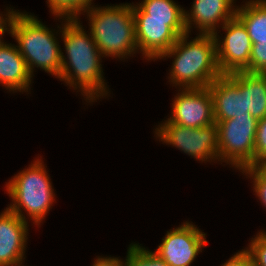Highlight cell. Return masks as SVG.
<instances>
[{
  "label": "cell",
  "instance_id": "obj_1",
  "mask_svg": "<svg viewBox=\"0 0 266 266\" xmlns=\"http://www.w3.org/2000/svg\"><path fill=\"white\" fill-rule=\"evenodd\" d=\"M62 20L65 21L60 25L61 37L67 56L61 52L62 67L59 79L69 85V88L78 89L88 103L95 102L109 93L101 65L103 56L91 33L86 34L80 18L64 17Z\"/></svg>",
  "mask_w": 266,
  "mask_h": 266
},
{
  "label": "cell",
  "instance_id": "obj_2",
  "mask_svg": "<svg viewBox=\"0 0 266 266\" xmlns=\"http://www.w3.org/2000/svg\"><path fill=\"white\" fill-rule=\"evenodd\" d=\"M189 35L179 36L159 59L174 58L168 76L173 86L206 88L222 75L217 64L215 39L213 34H198L189 40Z\"/></svg>",
  "mask_w": 266,
  "mask_h": 266
},
{
  "label": "cell",
  "instance_id": "obj_3",
  "mask_svg": "<svg viewBox=\"0 0 266 266\" xmlns=\"http://www.w3.org/2000/svg\"><path fill=\"white\" fill-rule=\"evenodd\" d=\"M95 6L87 8L82 14H87L88 30L101 55L122 60L138 53L132 4Z\"/></svg>",
  "mask_w": 266,
  "mask_h": 266
},
{
  "label": "cell",
  "instance_id": "obj_4",
  "mask_svg": "<svg viewBox=\"0 0 266 266\" xmlns=\"http://www.w3.org/2000/svg\"><path fill=\"white\" fill-rule=\"evenodd\" d=\"M58 28L60 30L55 33V29L50 30L37 16L26 12L17 11L12 19L10 34L16 40L19 52L32 76L34 67H37L59 78L62 49L55 35L61 33V27Z\"/></svg>",
  "mask_w": 266,
  "mask_h": 266
},
{
  "label": "cell",
  "instance_id": "obj_5",
  "mask_svg": "<svg viewBox=\"0 0 266 266\" xmlns=\"http://www.w3.org/2000/svg\"><path fill=\"white\" fill-rule=\"evenodd\" d=\"M42 158L38 157L31 165L14 175L6 182V191L12 202L7 207L21 219L30 217L37 226L43 222L55 201L54 188ZM27 219V220H26Z\"/></svg>",
  "mask_w": 266,
  "mask_h": 266
},
{
  "label": "cell",
  "instance_id": "obj_6",
  "mask_svg": "<svg viewBox=\"0 0 266 266\" xmlns=\"http://www.w3.org/2000/svg\"><path fill=\"white\" fill-rule=\"evenodd\" d=\"M215 122L218 126L219 161L230 163L240 172L255 166L258 120L253 116H238Z\"/></svg>",
  "mask_w": 266,
  "mask_h": 266
},
{
  "label": "cell",
  "instance_id": "obj_7",
  "mask_svg": "<svg viewBox=\"0 0 266 266\" xmlns=\"http://www.w3.org/2000/svg\"><path fill=\"white\" fill-rule=\"evenodd\" d=\"M154 132L156 138L163 144L172 145L202 163L219 161L216 122L205 127L190 128L171 123L167 119Z\"/></svg>",
  "mask_w": 266,
  "mask_h": 266
},
{
  "label": "cell",
  "instance_id": "obj_8",
  "mask_svg": "<svg viewBox=\"0 0 266 266\" xmlns=\"http://www.w3.org/2000/svg\"><path fill=\"white\" fill-rule=\"evenodd\" d=\"M220 27L225 30L224 38H220L217 32L213 34L220 72L222 74L249 72L252 41L245 25L235 15Z\"/></svg>",
  "mask_w": 266,
  "mask_h": 266
},
{
  "label": "cell",
  "instance_id": "obj_9",
  "mask_svg": "<svg viewBox=\"0 0 266 266\" xmlns=\"http://www.w3.org/2000/svg\"><path fill=\"white\" fill-rule=\"evenodd\" d=\"M206 233L191 222L167 231L162 243L154 251L168 266H191L206 246Z\"/></svg>",
  "mask_w": 266,
  "mask_h": 266
},
{
  "label": "cell",
  "instance_id": "obj_10",
  "mask_svg": "<svg viewBox=\"0 0 266 266\" xmlns=\"http://www.w3.org/2000/svg\"><path fill=\"white\" fill-rule=\"evenodd\" d=\"M173 99L171 116L167 118L171 123L199 128L209 126L214 121L213 99L208 87L179 88Z\"/></svg>",
  "mask_w": 266,
  "mask_h": 266
},
{
  "label": "cell",
  "instance_id": "obj_11",
  "mask_svg": "<svg viewBox=\"0 0 266 266\" xmlns=\"http://www.w3.org/2000/svg\"><path fill=\"white\" fill-rule=\"evenodd\" d=\"M213 99L214 121L252 116L246 111L244 80L236 73L222 74L209 86Z\"/></svg>",
  "mask_w": 266,
  "mask_h": 266
},
{
  "label": "cell",
  "instance_id": "obj_12",
  "mask_svg": "<svg viewBox=\"0 0 266 266\" xmlns=\"http://www.w3.org/2000/svg\"><path fill=\"white\" fill-rule=\"evenodd\" d=\"M28 221L8 208L0 213V266L23 264L28 240Z\"/></svg>",
  "mask_w": 266,
  "mask_h": 266
},
{
  "label": "cell",
  "instance_id": "obj_13",
  "mask_svg": "<svg viewBox=\"0 0 266 266\" xmlns=\"http://www.w3.org/2000/svg\"><path fill=\"white\" fill-rule=\"evenodd\" d=\"M235 0H194L192 8L185 10L187 33L197 28L199 34H214L236 15ZM220 24V25H219ZM218 27V29H217Z\"/></svg>",
  "mask_w": 266,
  "mask_h": 266
},
{
  "label": "cell",
  "instance_id": "obj_14",
  "mask_svg": "<svg viewBox=\"0 0 266 266\" xmlns=\"http://www.w3.org/2000/svg\"><path fill=\"white\" fill-rule=\"evenodd\" d=\"M135 30L138 52L147 60L159 59L179 39L168 21L135 20Z\"/></svg>",
  "mask_w": 266,
  "mask_h": 266
},
{
  "label": "cell",
  "instance_id": "obj_15",
  "mask_svg": "<svg viewBox=\"0 0 266 266\" xmlns=\"http://www.w3.org/2000/svg\"><path fill=\"white\" fill-rule=\"evenodd\" d=\"M33 76L17 45L4 42L0 45V84L13 93L28 92Z\"/></svg>",
  "mask_w": 266,
  "mask_h": 266
},
{
  "label": "cell",
  "instance_id": "obj_16",
  "mask_svg": "<svg viewBox=\"0 0 266 266\" xmlns=\"http://www.w3.org/2000/svg\"><path fill=\"white\" fill-rule=\"evenodd\" d=\"M135 20L168 21V26L178 35L187 33L185 9L173 0H142L132 3Z\"/></svg>",
  "mask_w": 266,
  "mask_h": 266
},
{
  "label": "cell",
  "instance_id": "obj_17",
  "mask_svg": "<svg viewBox=\"0 0 266 266\" xmlns=\"http://www.w3.org/2000/svg\"><path fill=\"white\" fill-rule=\"evenodd\" d=\"M236 16L245 25L252 44H266V0H249L236 7Z\"/></svg>",
  "mask_w": 266,
  "mask_h": 266
},
{
  "label": "cell",
  "instance_id": "obj_18",
  "mask_svg": "<svg viewBox=\"0 0 266 266\" xmlns=\"http://www.w3.org/2000/svg\"><path fill=\"white\" fill-rule=\"evenodd\" d=\"M244 80L246 111L261 120L266 117V74L236 72Z\"/></svg>",
  "mask_w": 266,
  "mask_h": 266
},
{
  "label": "cell",
  "instance_id": "obj_19",
  "mask_svg": "<svg viewBox=\"0 0 266 266\" xmlns=\"http://www.w3.org/2000/svg\"><path fill=\"white\" fill-rule=\"evenodd\" d=\"M48 7L54 17L80 18V14L92 6L93 0H47Z\"/></svg>",
  "mask_w": 266,
  "mask_h": 266
},
{
  "label": "cell",
  "instance_id": "obj_20",
  "mask_svg": "<svg viewBox=\"0 0 266 266\" xmlns=\"http://www.w3.org/2000/svg\"><path fill=\"white\" fill-rule=\"evenodd\" d=\"M126 266H168L154 251L146 250L139 243H131L125 259Z\"/></svg>",
  "mask_w": 266,
  "mask_h": 266
},
{
  "label": "cell",
  "instance_id": "obj_21",
  "mask_svg": "<svg viewBox=\"0 0 266 266\" xmlns=\"http://www.w3.org/2000/svg\"><path fill=\"white\" fill-rule=\"evenodd\" d=\"M253 180V190L255 195L266 208V166H252L241 171Z\"/></svg>",
  "mask_w": 266,
  "mask_h": 266
},
{
  "label": "cell",
  "instance_id": "obj_22",
  "mask_svg": "<svg viewBox=\"0 0 266 266\" xmlns=\"http://www.w3.org/2000/svg\"><path fill=\"white\" fill-rule=\"evenodd\" d=\"M246 250L251 256L253 266H266V232H258Z\"/></svg>",
  "mask_w": 266,
  "mask_h": 266
},
{
  "label": "cell",
  "instance_id": "obj_23",
  "mask_svg": "<svg viewBox=\"0 0 266 266\" xmlns=\"http://www.w3.org/2000/svg\"><path fill=\"white\" fill-rule=\"evenodd\" d=\"M255 166H266V117L258 120L255 136Z\"/></svg>",
  "mask_w": 266,
  "mask_h": 266
},
{
  "label": "cell",
  "instance_id": "obj_24",
  "mask_svg": "<svg viewBox=\"0 0 266 266\" xmlns=\"http://www.w3.org/2000/svg\"><path fill=\"white\" fill-rule=\"evenodd\" d=\"M249 73L266 74V44H252Z\"/></svg>",
  "mask_w": 266,
  "mask_h": 266
},
{
  "label": "cell",
  "instance_id": "obj_25",
  "mask_svg": "<svg viewBox=\"0 0 266 266\" xmlns=\"http://www.w3.org/2000/svg\"><path fill=\"white\" fill-rule=\"evenodd\" d=\"M221 266H253L250 254L246 249H242L234 254Z\"/></svg>",
  "mask_w": 266,
  "mask_h": 266
},
{
  "label": "cell",
  "instance_id": "obj_26",
  "mask_svg": "<svg viewBox=\"0 0 266 266\" xmlns=\"http://www.w3.org/2000/svg\"><path fill=\"white\" fill-rule=\"evenodd\" d=\"M5 13L0 14V45L4 43V41L1 40L2 39L1 35H4L5 32H8L9 34L11 32L12 19L14 18L17 11L14 10L13 8L12 9L7 8Z\"/></svg>",
  "mask_w": 266,
  "mask_h": 266
},
{
  "label": "cell",
  "instance_id": "obj_27",
  "mask_svg": "<svg viewBox=\"0 0 266 266\" xmlns=\"http://www.w3.org/2000/svg\"><path fill=\"white\" fill-rule=\"evenodd\" d=\"M92 266H126L125 260L119 259V257H102L98 256Z\"/></svg>",
  "mask_w": 266,
  "mask_h": 266
}]
</instances>
